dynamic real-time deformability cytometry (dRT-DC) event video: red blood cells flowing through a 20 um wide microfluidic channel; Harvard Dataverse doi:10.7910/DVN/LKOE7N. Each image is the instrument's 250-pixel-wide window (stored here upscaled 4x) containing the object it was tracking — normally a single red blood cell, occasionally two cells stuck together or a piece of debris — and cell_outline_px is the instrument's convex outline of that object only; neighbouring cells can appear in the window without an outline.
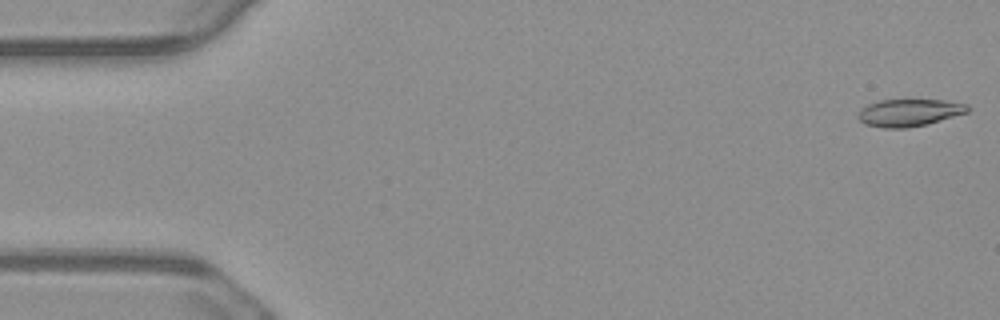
{"species": "common noctule bat (a hibernating species)", "species_latin": "Nyctalus noctula", "temperature_condition": "warm", "stored_images_in_passage": 12, "camera_frame_rate_fps": 3000, "um_per_image_px": 0.085, "animal": {"sex": "male", "body_mass_g": 23.1, "forearm_length_mm": 52.7}, "frame": {"image": 1, "passage_image": 1, "time_ms": 0.0, "image_size_px": [1000, 320], "cell_outline_px": [[972, 108], [968, 112], [928, 124], [908, 128], [884, 128], [864, 124], [856, 116], [860, 108], [868, 104], [880, 100], [944, 100], [968, 104]], "centroid_in_image_um": [77.28, 9.58], "position_along_channel_um": 7.7, "area_um2": 17.63}}